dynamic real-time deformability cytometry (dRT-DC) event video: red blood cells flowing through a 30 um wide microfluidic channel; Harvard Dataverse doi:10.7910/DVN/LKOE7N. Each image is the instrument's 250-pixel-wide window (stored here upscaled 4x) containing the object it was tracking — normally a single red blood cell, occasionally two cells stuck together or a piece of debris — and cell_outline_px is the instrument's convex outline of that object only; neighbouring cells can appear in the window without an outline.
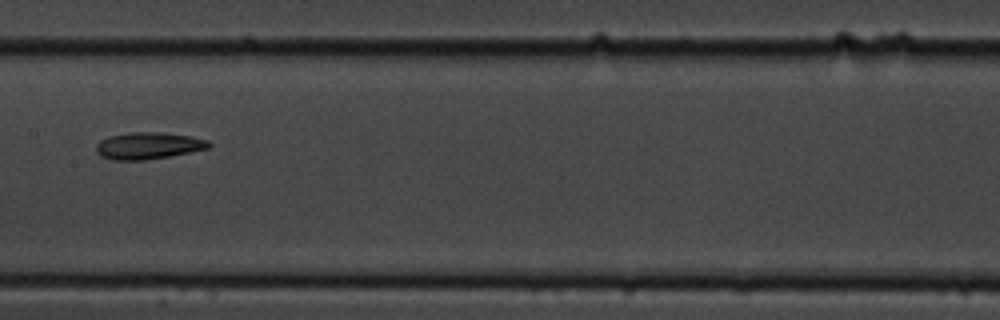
{"species": "common noctule bat (a hibernating species)", "species_latin": "Nyctalus noctula", "temperature_condition": "cold", "stored_images_in_passage": 17, "camera_frame_rate_fps": 3000, "um_per_image_px": 0.085, "animal": {"sex": "male", "body_mass_g": 19.5, "forearm_length_mm": 54.6}, "frame": {"image": 1, "passage_image": 10, "time_ms": 11.333, "image_size_px": [1000, 320], "cell_outline_px": [[212, 144], [208, 148], [168, 156], [144, 160], [112, 160], [100, 156], [96, 152], [96, 144], [100, 140], [108, 136], [128, 132], [164, 132], [192, 136], [208, 140]], "centroid_in_image_um": [12.57, 12.37], "position_along_channel_um": 194.8, "area_um2": 17.74}}
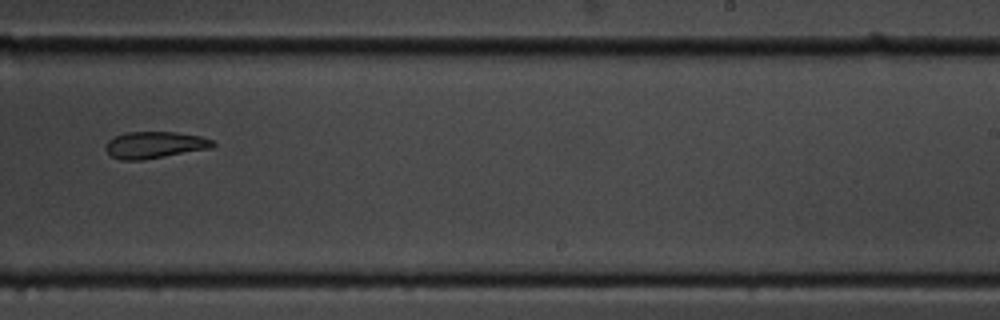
{"frame": {"image": 2, "passage_image": 12, "time_ms": 13.667, "image_size_px": [1000, 320], "cell_outline_px": [[216, 144], [212, 148], [144, 160], [120, 160], [112, 156], [104, 148], [104, 144], [108, 140], [116, 136], [128, 132], [176, 132], [200, 136], [212, 140]], "centroid_in_image_um": [13.14, 12.32], "position_along_channel_um": 275.9, "area_um2": 16.76}, "authors_computed_cell_mechanics": {"area_um2": 20.23, "velocity_mm_per_s": 3.4803, "shape_relaxation_time_tau1_ms": null, "shape_relaxation_time_tau2_ms": 7.9838, "deformation_change_tau1": null, "deformation_change_tau2": 0.1091}}